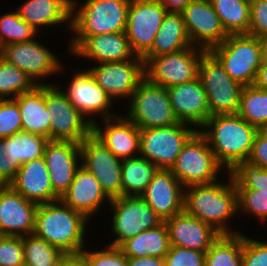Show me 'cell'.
Returning a JSON list of instances; mask_svg holds the SVG:
<instances>
[{
	"label": "cell",
	"mask_w": 267,
	"mask_h": 266,
	"mask_svg": "<svg viewBox=\"0 0 267 266\" xmlns=\"http://www.w3.org/2000/svg\"><path fill=\"white\" fill-rule=\"evenodd\" d=\"M210 52L228 75L243 87L254 85L263 61V42L250 34H232Z\"/></svg>",
	"instance_id": "cell-5"
},
{
	"label": "cell",
	"mask_w": 267,
	"mask_h": 266,
	"mask_svg": "<svg viewBox=\"0 0 267 266\" xmlns=\"http://www.w3.org/2000/svg\"><path fill=\"white\" fill-rule=\"evenodd\" d=\"M171 246L206 252L221 236L212 226L185 211L165 221Z\"/></svg>",
	"instance_id": "cell-24"
},
{
	"label": "cell",
	"mask_w": 267,
	"mask_h": 266,
	"mask_svg": "<svg viewBox=\"0 0 267 266\" xmlns=\"http://www.w3.org/2000/svg\"><path fill=\"white\" fill-rule=\"evenodd\" d=\"M71 4L72 0H26L15 8L18 15L39 33L43 27L60 28V24L71 28Z\"/></svg>",
	"instance_id": "cell-28"
},
{
	"label": "cell",
	"mask_w": 267,
	"mask_h": 266,
	"mask_svg": "<svg viewBox=\"0 0 267 266\" xmlns=\"http://www.w3.org/2000/svg\"><path fill=\"white\" fill-rule=\"evenodd\" d=\"M228 181L191 185L184 190V211L212 226L221 235L240 234L229 224L238 215V193L231 174ZM230 226V227H228ZM232 229V230H231Z\"/></svg>",
	"instance_id": "cell-1"
},
{
	"label": "cell",
	"mask_w": 267,
	"mask_h": 266,
	"mask_svg": "<svg viewBox=\"0 0 267 266\" xmlns=\"http://www.w3.org/2000/svg\"><path fill=\"white\" fill-rule=\"evenodd\" d=\"M118 247L128 258L146 256L164 258L171 247L167 225L163 222L158 227L126 239Z\"/></svg>",
	"instance_id": "cell-31"
},
{
	"label": "cell",
	"mask_w": 267,
	"mask_h": 266,
	"mask_svg": "<svg viewBox=\"0 0 267 266\" xmlns=\"http://www.w3.org/2000/svg\"><path fill=\"white\" fill-rule=\"evenodd\" d=\"M192 46L183 16L180 12H167L151 49L142 57L144 64L152 57L174 53Z\"/></svg>",
	"instance_id": "cell-30"
},
{
	"label": "cell",
	"mask_w": 267,
	"mask_h": 266,
	"mask_svg": "<svg viewBox=\"0 0 267 266\" xmlns=\"http://www.w3.org/2000/svg\"><path fill=\"white\" fill-rule=\"evenodd\" d=\"M237 114L257 129L267 128V91L255 85L243 87Z\"/></svg>",
	"instance_id": "cell-35"
},
{
	"label": "cell",
	"mask_w": 267,
	"mask_h": 266,
	"mask_svg": "<svg viewBox=\"0 0 267 266\" xmlns=\"http://www.w3.org/2000/svg\"><path fill=\"white\" fill-rule=\"evenodd\" d=\"M10 186L25 199L38 205L60 199L52 189L43 157L22 164Z\"/></svg>",
	"instance_id": "cell-26"
},
{
	"label": "cell",
	"mask_w": 267,
	"mask_h": 266,
	"mask_svg": "<svg viewBox=\"0 0 267 266\" xmlns=\"http://www.w3.org/2000/svg\"><path fill=\"white\" fill-rule=\"evenodd\" d=\"M60 200L88 220L95 217L103 205L111 202L96 177L83 166L76 171L70 187Z\"/></svg>",
	"instance_id": "cell-25"
},
{
	"label": "cell",
	"mask_w": 267,
	"mask_h": 266,
	"mask_svg": "<svg viewBox=\"0 0 267 266\" xmlns=\"http://www.w3.org/2000/svg\"><path fill=\"white\" fill-rule=\"evenodd\" d=\"M180 13L192 46L210 51L227 38L210 0H191Z\"/></svg>",
	"instance_id": "cell-18"
},
{
	"label": "cell",
	"mask_w": 267,
	"mask_h": 266,
	"mask_svg": "<svg viewBox=\"0 0 267 266\" xmlns=\"http://www.w3.org/2000/svg\"><path fill=\"white\" fill-rule=\"evenodd\" d=\"M199 131L228 173L238 163L247 161L258 129L238 114H225L210 116Z\"/></svg>",
	"instance_id": "cell-3"
},
{
	"label": "cell",
	"mask_w": 267,
	"mask_h": 266,
	"mask_svg": "<svg viewBox=\"0 0 267 266\" xmlns=\"http://www.w3.org/2000/svg\"><path fill=\"white\" fill-rule=\"evenodd\" d=\"M111 234L115 237L109 245L119 246L128 238L158 227L163 220L141 196H121L111 199Z\"/></svg>",
	"instance_id": "cell-11"
},
{
	"label": "cell",
	"mask_w": 267,
	"mask_h": 266,
	"mask_svg": "<svg viewBox=\"0 0 267 266\" xmlns=\"http://www.w3.org/2000/svg\"><path fill=\"white\" fill-rule=\"evenodd\" d=\"M89 221L59 199L38 205L33 234L65 255H78L86 247L84 242H88L85 236Z\"/></svg>",
	"instance_id": "cell-2"
},
{
	"label": "cell",
	"mask_w": 267,
	"mask_h": 266,
	"mask_svg": "<svg viewBox=\"0 0 267 266\" xmlns=\"http://www.w3.org/2000/svg\"><path fill=\"white\" fill-rule=\"evenodd\" d=\"M206 252L171 246L164 257L165 266H204Z\"/></svg>",
	"instance_id": "cell-46"
},
{
	"label": "cell",
	"mask_w": 267,
	"mask_h": 266,
	"mask_svg": "<svg viewBox=\"0 0 267 266\" xmlns=\"http://www.w3.org/2000/svg\"><path fill=\"white\" fill-rule=\"evenodd\" d=\"M221 170L226 172L199 130L185 143L170 169L184 187L214 183Z\"/></svg>",
	"instance_id": "cell-6"
},
{
	"label": "cell",
	"mask_w": 267,
	"mask_h": 266,
	"mask_svg": "<svg viewBox=\"0 0 267 266\" xmlns=\"http://www.w3.org/2000/svg\"><path fill=\"white\" fill-rule=\"evenodd\" d=\"M173 113L179 122L199 130L210 117L206 91L198 78L166 88Z\"/></svg>",
	"instance_id": "cell-22"
},
{
	"label": "cell",
	"mask_w": 267,
	"mask_h": 266,
	"mask_svg": "<svg viewBox=\"0 0 267 266\" xmlns=\"http://www.w3.org/2000/svg\"><path fill=\"white\" fill-rule=\"evenodd\" d=\"M56 266H85L83 258L78 255H65Z\"/></svg>",
	"instance_id": "cell-53"
},
{
	"label": "cell",
	"mask_w": 267,
	"mask_h": 266,
	"mask_svg": "<svg viewBox=\"0 0 267 266\" xmlns=\"http://www.w3.org/2000/svg\"><path fill=\"white\" fill-rule=\"evenodd\" d=\"M196 131L192 125L184 122L140 129V156L159 169H171L183 146Z\"/></svg>",
	"instance_id": "cell-12"
},
{
	"label": "cell",
	"mask_w": 267,
	"mask_h": 266,
	"mask_svg": "<svg viewBox=\"0 0 267 266\" xmlns=\"http://www.w3.org/2000/svg\"><path fill=\"white\" fill-rule=\"evenodd\" d=\"M37 33L17 11L5 12L0 16V49L8 44L34 40L38 37Z\"/></svg>",
	"instance_id": "cell-39"
},
{
	"label": "cell",
	"mask_w": 267,
	"mask_h": 266,
	"mask_svg": "<svg viewBox=\"0 0 267 266\" xmlns=\"http://www.w3.org/2000/svg\"><path fill=\"white\" fill-rule=\"evenodd\" d=\"M158 169L140 155L122 159V196H141Z\"/></svg>",
	"instance_id": "cell-32"
},
{
	"label": "cell",
	"mask_w": 267,
	"mask_h": 266,
	"mask_svg": "<svg viewBox=\"0 0 267 266\" xmlns=\"http://www.w3.org/2000/svg\"><path fill=\"white\" fill-rule=\"evenodd\" d=\"M77 72V73H76ZM67 89L62 91L67 95L73 106L86 117L91 124L101 119L112 118L117 113L112 112L113 100L95 81L87 68L73 71Z\"/></svg>",
	"instance_id": "cell-16"
},
{
	"label": "cell",
	"mask_w": 267,
	"mask_h": 266,
	"mask_svg": "<svg viewBox=\"0 0 267 266\" xmlns=\"http://www.w3.org/2000/svg\"><path fill=\"white\" fill-rule=\"evenodd\" d=\"M263 42V56L264 59L267 61V37L262 39Z\"/></svg>",
	"instance_id": "cell-54"
},
{
	"label": "cell",
	"mask_w": 267,
	"mask_h": 266,
	"mask_svg": "<svg viewBox=\"0 0 267 266\" xmlns=\"http://www.w3.org/2000/svg\"><path fill=\"white\" fill-rule=\"evenodd\" d=\"M37 207L10 185L0 186V233L20 237L33 234Z\"/></svg>",
	"instance_id": "cell-20"
},
{
	"label": "cell",
	"mask_w": 267,
	"mask_h": 266,
	"mask_svg": "<svg viewBox=\"0 0 267 266\" xmlns=\"http://www.w3.org/2000/svg\"><path fill=\"white\" fill-rule=\"evenodd\" d=\"M248 34L267 37V0H250V26Z\"/></svg>",
	"instance_id": "cell-47"
},
{
	"label": "cell",
	"mask_w": 267,
	"mask_h": 266,
	"mask_svg": "<svg viewBox=\"0 0 267 266\" xmlns=\"http://www.w3.org/2000/svg\"><path fill=\"white\" fill-rule=\"evenodd\" d=\"M168 12H181L191 0H159Z\"/></svg>",
	"instance_id": "cell-52"
},
{
	"label": "cell",
	"mask_w": 267,
	"mask_h": 266,
	"mask_svg": "<svg viewBox=\"0 0 267 266\" xmlns=\"http://www.w3.org/2000/svg\"><path fill=\"white\" fill-rule=\"evenodd\" d=\"M184 190L170 169H158L141 197L165 222L184 211Z\"/></svg>",
	"instance_id": "cell-21"
},
{
	"label": "cell",
	"mask_w": 267,
	"mask_h": 266,
	"mask_svg": "<svg viewBox=\"0 0 267 266\" xmlns=\"http://www.w3.org/2000/svg\"><path fill=\"white\" fill-rule=\"evenodd\" d=\"M198 77L206 91L210 116L238 113L243 86L228 75L210 51L201 58Z\"/></svg>",
	"instance_id": "cell-8"
},
{
	"label": "cell",
	"mask_w": 267,
	"mask_h": 266,
	"mask_svg": "<svg viewBox=\"0 0 267 266\" xmlns=\"http://www.w3.org/2000/svg\"><path fill=\"white\" fill-rule=\"evenodd\" d=\"M247 161L267 168V128L258 129Z\"/></svg>",
	"instance_id": "cell-48"
},
{
	"label": "cell",
	"mask_w": 267,
	"mask_h": 266,
	"mask_svg": "<svg viewBox=\"0 0 267 266\" xmlns=\"http://www.w3.org/2000/svg\"><path fill=\"white\" fill-rule=\"evenodd\" d=\"M167 12L159 0H130L125 33L136 56L151 49Z\"/></svg>",
	"instance_id": "cell-15"
},
{
	"label": "cell",
	"mask_w": 267,
	"mask_h": 266,
	"mask_svg": "<svg viewBox=\"0 0 267 266\" xmlns=\"http://www.w3.org/2000/svg\"><path fill=\"white\" fill-rule=\"evenodd\" d=\"M36 85L31 77L0 55V99H16Z\"/></svg>",
	"instance_id": "cell-37"
},
{
	"label": "cell",
	"mask_w": 267,
	"mask_h": 266,
	"mask_svg": "<svg viewBox=\"0 0 267 266\" xmlns=\"http://www.w3.org/2000/svg\"><path fill=\"white\" fill-rule=\"evenodd\" d=\"M56 84H45L46 107L51 116L50 140L81 143L92 133V124Z\"/></svg>",
	"instance_id": "cell-9"
},
{
	"label": "cell",
	"mask_w": 267,
	"mask_h": 266,
	"mask_svg": "<svg viewBox=\"0 0 267 266\" xmlns=\"http://www.w3.org/2000/svg\"><path fill=\"white\" fill-rule=\"evenodd\" d=\"M22 131L21 116L16 99H0V139Z\"/></svg>",
	"instance_id": "cell-43"
},
{
	"label": "cell",
	"mask_w": 267,
	"mask_h": 266,
	"mask_svg": "<svg viewBox=\"0 0 267 266\" xmlns=\"http://www.w3.org/2000/svg\"><path fill=\"white\" fill-rule=\"evenodd\" d=\"M242 266H267V241L242 233Z\"/></svg>",
	"instance_id": "cell-45"
},
{
	"label": "cell",
	"mask_w": 267,
	"mask_h": 266,
	"mask_svg": "<svg viewBox=\"0 0 267 266\" xmlns=\"http://www.w3.org/2000/svg\"><path fill=\"white\" fill-rule=\"evenodd\" d=\"M127 103L125 115L139 129L178 124L167 89L144 78ZM129 104V105H128Z\"/></svg>",
	"instance_id": "cell-7"
},
{
	"label": "cell",
	"mask_w": 267,
	"mask_h": 266,
	"mask_svg": "<svg viewBox=\"0 0 267 266\" xmlns=\"http://www.w3.org/2000/svg\"><path fill=\"white\" fill-rule=\"evenodd\" d=\"M97 64L88 70L113 101L121 98H128L126 102L129 101L139 83L145 78L144 61L138 56L122 62Z\"/></svg>",
	"instance_id": "cell-17"
},
{
	"label": "cell",
	"mask_w": 267,
	"mask_h": 266,
	"mask_svg": "<svg viewBox=\"0 0 267 266\" xmlns=\"http://www.w3.org/2000/svg\"><path fill=\"white\" fill-rule=\"evenodd\" d=\"M24 266H56L65 256L57 247L34 234L22 237Z\"/></svg>",
	"instance_id": "cell-38"
},
{
	"label": "cell",
	"mask_w": 267,
	"mask_h": 266,
	"mask_svg": "<svg viewBox=\"0 0 267 266\" xmlns=\"http://www.w3.org/2000/svg\"><path fill=\"white\" fill-rule=\"evenodd\" d=\"M81 166L92 173L110 198L122 196V159L92 133L80 143Z\"/></svg>",
	"instance_id": "cell-14"
},
{
	"label": "cell",
	"mask_w": 267,
	"mask_h": 266,
	"mask_svg": "<svg viewBox=\"0 0 267 266\" xmlns=\"http://www.w3.org/2000/svg\"><path fill=\"white\" fill-rule=\"evenodd\" d=\"M49 139L43 135L20 131L6 138L7 158L20 166L43 157Z\"/></svg>",
	"instance_id": "cell-34"
},
{
	"label": "cell",
	"mask_w": 267,
	"mask_h": 266,
	"mask_svg": "<svg viewBox=\"0 0 267 266\" xmlns=\"http://www.w3.org/2000/svg\"><path fill=\"white\" fill-rule=\"evenodd\" d=\"M204 266H242V233L221 235L206 251Z\"/></svg>",
	"instance_id": "cell-36"
},
{
	"label": "cell",
	"mask_w": 267,
	"mask_h": 266,
	"mask_svg": "<svg viewBox=\"0 0 267 266\" xmlns=\"http://www.w3.org/2000/svg\"><path fill=\"white\" fill-rule=\"evenodd\" d=\"M21 116L22 131L43 135L50 140V118L45 101V84L16 98Z\"/></svg>",
	"instance_id": "cell-29"
},
{
	"label": "cell",
	"mask_w": 267,
	"mask_h": 266,
	"mask_svg": "<svg viewBox=\"0 0 267 266\" xmlns=\"http://www.w3.org/2000/svg\"><path fill=\"white\" fill-rule=\"evenodd\" d=\"M227 35L248 34L250 0H210Z\"/></svg>",
	"instance_id": "cell-33"
},
{
	"label": "cell",
	"mask_w": 267,
	"mask_h": 266,
	"mask_svg": "<svg viewBox=\"0 0 267 266\" xmlns=\"http://www.w3.org/2000/svg\"><path fill=\"white\" fill-rule=\"evenodd\" d=\"M71 55L96 63L122 62L133 59L129 39L125 32L89 36Z\"/></svg>",
	"instance_id": "cell-27"
},
{
	"label": "cell",
	"mask_w": 267,
	"mask_h": 266,
	"mask_svg": "<svg viewBox=\"0 0 267 266\" xmlns=\"http://www.w3.org/2000/svg\"><path fill=\"white\" fill-rule=\"evenodd\" d=\"M254 85L262 90L267 91V61L264 58L261 66L258 69Z\"/></svg>",
	"instance_id": "cell-51"
},
{
	"label": "cell",
	"mask_w": 267,
	"mask_h": 266,
	"mask_svg": "<svg viewBox=\"0 0 267 266\" xmlns=\"http://www.w3.org/2000/svg\"><path fill=\"white\" fill-rule=\"evenodd\" d=\"M206 50L190 46L183 50L150 58L144 64L145 78L168 88L198 78L201 58Z\"/></svg>",
	"instance_id": "cell-10"
},
{
	"label": "cell",
	"mask_w": 267,
	"mask_h": 266,
	"mask_svg": "<svg viewBox=\"0 0 267 266\" xmlns=\"http://www.w3.org/2000/svg\"><path fill=\"white\" fill-rule=\"evenodd\" d=\"M238 212L253 215L263 224L267 221V193L255 189H237Z\"/></svg>",
	"instance_id": "cell-42"
},
{
	"label": "cell",
	"mask_w": 267,
	"mask_h": 266,
	"mask_svg": "<svg viewBox=\"0 0 267 266\" xmlns=\"http://www.w3.org/2000/svg\"><path fill=\"white\" fill-rule=\"evenodd\" d=\"M20 165L12 162L6 154V138L0 139V186L10 185L17 175Z\"/></svg>",
	"instance_id": "cell-49"
},
{
	"label": "cell",
	"mask_w": 267,
	"mask_h": 266,
	"mask_svg": "<svg viewBox=\"0 0 267 266\" xmlns=\"http://www.w3.org/2000/svg\"><path fill=\"white\" fill-rule=\"evenodd\" d=\"M45 160L54 193L61 198L81 166L80 143L51 141L46 144Z\"/></svg>",
	"instance_id": "cell-19"
},
{
	"label": "cell",
	"mask_w": 267,
	"mask_h": 266,
	"mask_svg": "<svg viewBox=\"0 0 267 266\" xmlns=\"http://www.w3.org/2000/svg\"><path fill=\"white\" fill-rule=\"evenodd\" d=\"M79 255L83 258L85 266H127L128 264V257L120 248L109 244L99 251L97 249L89 251L88 247H85Z\"/></svg>",
	"instance_id": "cell-41"
},
{
	"label": "cell",
	"mask_w": 267,
	"mask_h": 266,
	"mask_svg": "<svg viewBox=\"0 0 267 266\" xmlns=\"http://www.w3.org/2000/svg\"><path fill=\"white\" fill-rule=\"evenodd\" d=\"M0 266H24V248L22 237H1Z\"/></svg>",
	"instance_id": "cell-44"
},
{
	"label": "cell",
	"mask_w": 267,
	"mask_h": 266,
	"mask_svg": "<svg viewBox=\"0 0 267 266\" xmlns=\"http://www.w3.org/2000/svg\"><path fill=\"white\" fill-rule=\"evenodd\" d=\"M43 44L39 40L37 41L36 38L25 42L8 44L0 49V55L31 77L37 85H53V83L45 79L56 74L61 75L64 65L59 60V57L52 53V50L47 45Z\"/></svg>",
	"instance_id": "cell-13"
},
{
	"label": "cell",
	"mask_w": 267,
	"mask_h": 266,
	"mask_svg": "<svg viewBox=\"0 0 267 266\" xmlns=\"http://www.w3.org/2000/svg\"><path fill=\"white\" fill-rule=\"evenodd\" d=\"M71 4L70 55L89 37L125 32L130 0H85ZM75 33V34H74ZM75 35V36H74Z\"/></svg>",
	"instance_id": "cell-4"
},
{
	"label": "cell",
	"mask_w": 267,
	"mask_h": 266,
	"mask_svg": "<svg viewBox=\"0 0 267 266\" xmlns=\"http://www.w3.org/2000/svg\"><path fill=\"white\" fill-rule=\"evenodd\" d=\"M92 124V134L116 157L133 158L140 155V129L126 116L117 115Z\"/></svg>",
	"instance_id": "cell-23"
},
{
	"label": "cell",
	"mask_w": 267,
	"mask_h": 266,
	"mask_svg": "<svg viewBox=\"0 0 267 266\" xmlns=\"http://www.w3.org/2000/svg\"><path fill=\"white\" fill-rule=\"evenodd\" d=\"M127 266H165V262L161 257H135L128 258Z\"/></svg>",
	"instance_id": "cell-50"
},
{
	"label": "cell",
	"mask_w": 267,
	"mask_h": 266,
	"mask_svg": "<svg viewBox=\"0 0 267 266\" xmlns=\"http://www.w3.org/2000/svg\"><path fill=\"white\" fill-rule=\"evenodd\" d=\"M229 173L236 189H255L257 193H267V168L243 161Z\"/></svg>",
	"instance_id": "cell-40"
}]
</instances>
